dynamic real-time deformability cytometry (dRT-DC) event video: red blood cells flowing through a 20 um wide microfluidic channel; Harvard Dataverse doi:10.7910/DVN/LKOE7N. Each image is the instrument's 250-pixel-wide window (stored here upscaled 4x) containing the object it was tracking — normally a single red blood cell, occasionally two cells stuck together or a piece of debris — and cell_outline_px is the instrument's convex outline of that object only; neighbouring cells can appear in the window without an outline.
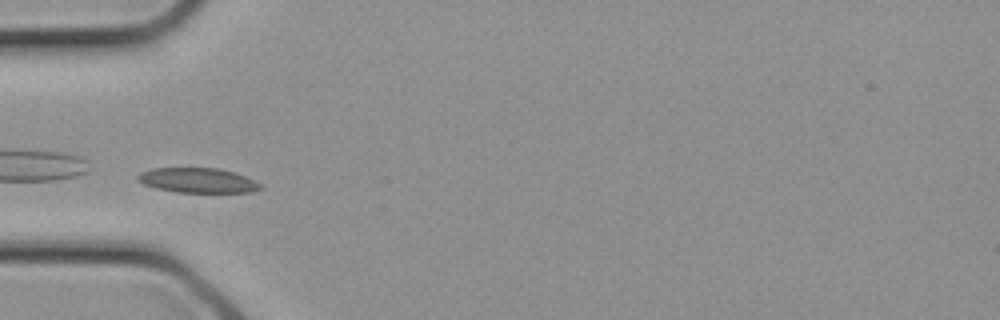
{"species": "common noctule bat (a hibernating species)", "species_latin": "Nyctalus noctula", "temperature_condition": "cold", "stored_images_in_passage": 12, "camera_frame_rate_fps": 3000, "um_per_image_px": 0.085, "animal": {"sex": "female", "body_mass_g": 21.9}, "frame": {"image": 1, "passage_image": 9, "time_ms": 2.667, "image_size_px": [1000, 320], "cell_outline_px": [[264, 188], [252, 192], [176, 192], [156, 188], [144, 184], [136, 180], [136, 176], [140, 172], [152, 168], [220, 168], [244, 176], [264, 184]], "centroid_in_image_um": [16.82, 15.33], "position_along_channel_um": 68.2, "area_um2": 17.86}}